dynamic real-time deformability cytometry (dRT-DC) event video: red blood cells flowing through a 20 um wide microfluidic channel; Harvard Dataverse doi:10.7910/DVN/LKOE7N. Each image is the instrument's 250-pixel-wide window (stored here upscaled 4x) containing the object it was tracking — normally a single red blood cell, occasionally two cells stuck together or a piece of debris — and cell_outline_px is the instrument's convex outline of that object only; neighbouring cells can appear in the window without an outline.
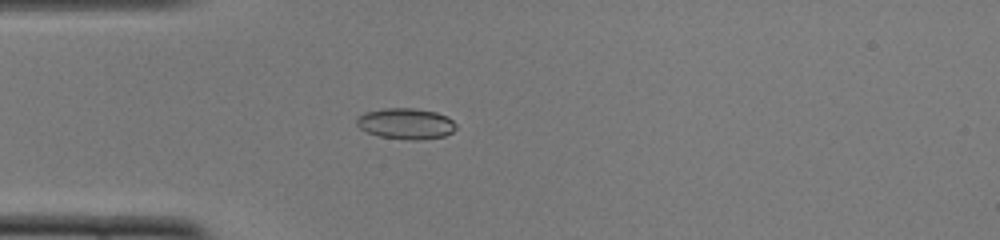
{"species": "common noctule bat (a hibernating species)", "species_latin": "Nyctalus noctula", "temperature_condition": "cold", "stored_images_in_passage": 52, "camera_frame_rate_fps": 3000, "um_per_image_px": 0.085, "animal": {"sex": "female", "body_mass_g": 22.0, "forearm_length_mm": 56.7}, "frame": {"image": 1, "passage_image": 15, "time_ms": 4.667, "image_size_px": [1000, 240], "cell_outline_px": [[456, 128], [452, 132], [444, 136], [416, 140], [408, 140], [380, 136], [368, 132], [360, 128], [356, 124], [356, 120], [364, 112], [384, 108], [412, 108], [436, 112], [448, 116], [456, 124]], "centroid_in_image_um": [34.51, 10.5], "position_along_channel_um": 50.5, "area_um2": 17.86}}
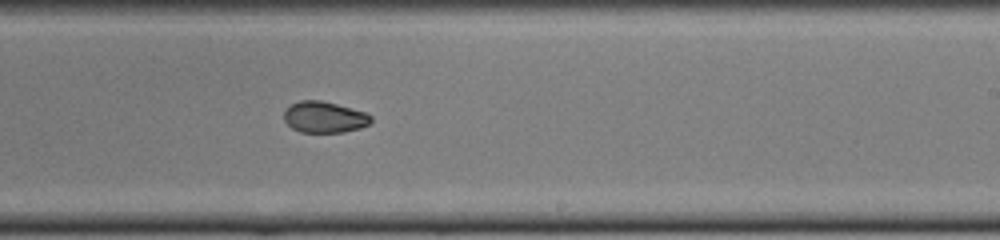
{"frame": {"image": 2, "passage_image": 32, "time_ms": 10.333, "image_size_px": [1000, 240], "cell_outline_px": [[372, 120], [368, 124], [360, 128], [344, 132], [300, 132], [292, 128], [284, 120], [284, 112], [292, 104], [300, 100], [320, 100], [368, 112], [372, 116]], "centroid_in_image_um": [27.6, 9.95], "position_along_channel_um": 261.4, "area_um2": 15.84}}
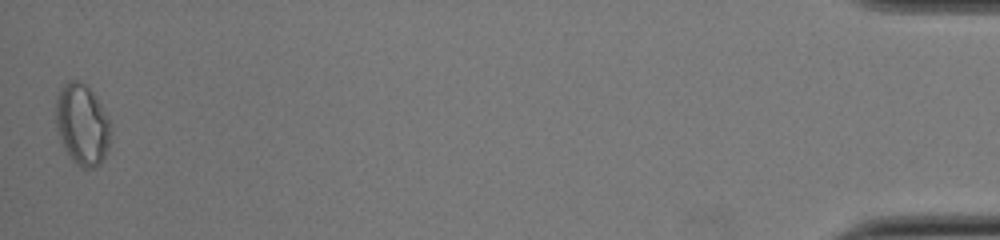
{"frame": {"image": 3, "passage_image": 52, "time_ms": 17.0, "image_size_px": [1000, 240], "cell_outline_px": [[108, 148], [100, 164], [92, 168], [84, 168], [72, 160], [64, 148], [56, 128], [56, 96], [60, 88], [68, 80], [76, 80], [84, 84], [96, 96], [108, 116]], "centroid_in_image_um": [6.95, 10.56], "position_along_channel_um": 428.3, "area_um2": 25.55}, "authors_computed_cell_mechanics": {"area_um2": 17.1377, "velocity_mm_per_s": 3.8788, "shape_relaxation_time_tau1_ms": null, "shape_relaxation_time_tau2_ms": 2.1369, "deformation_change_tau1": null, "deformation_change_tau2": 0.0443}}